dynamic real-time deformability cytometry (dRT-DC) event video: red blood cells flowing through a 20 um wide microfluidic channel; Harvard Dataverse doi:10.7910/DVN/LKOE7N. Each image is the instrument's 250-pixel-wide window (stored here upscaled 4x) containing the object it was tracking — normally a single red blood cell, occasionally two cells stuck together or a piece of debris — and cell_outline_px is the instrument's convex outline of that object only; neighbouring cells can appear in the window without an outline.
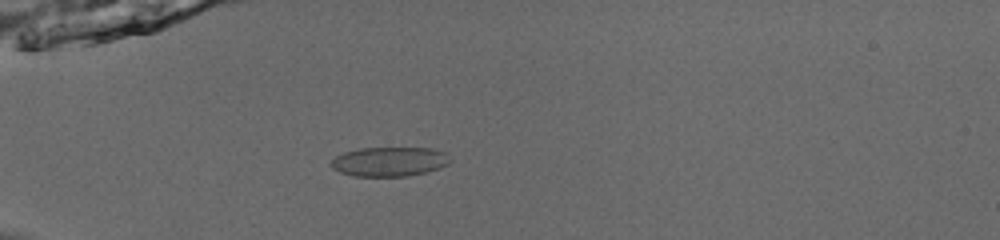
{"species": "common noctule bat (a hibernating species)", "species_latin": "Nyctalus noctula", "temperature_condition": "room temperature", "stored_images_in_passage": 54, "camera_frame_rate_fps": 3000, "um_per_image_px": 0.085, "animal": {"sex": "male", "body_mass_g": 13.0, "forearm_length_mm": 53.1}, "frame": {"image": 1, "passage_image": 18, "time_ms": 5.667, "image_size_px": [1000, 240], "cell_outline_px": [[452, 160], [448, 164], [440, 168], [408, 176], [352, 176], [340, 172], [332, 168], [328, 164], [336, 156], [344, 152], [360, 148], [432, 148], [444, 152]], "centroid_in_image_um": [33.08, 13.74], "position_along_channel_um": 51.9, "area_um2": 20.46}}
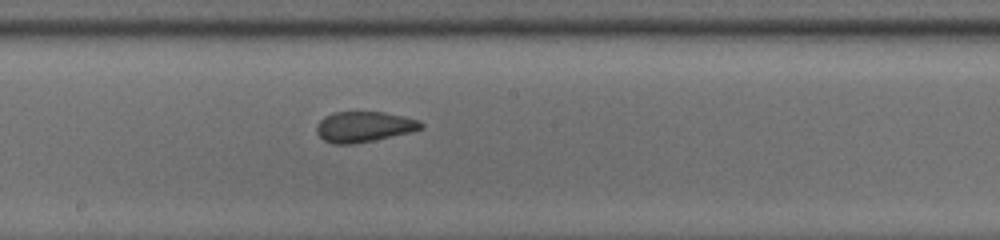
{"frame": {"image": 2, "passage_image": 32, "time_ms": 10.333, "image_size_px": [1000, 240], "cell_outline_px": [[424, 128], [408, 132], [372, 140], [352, 144], [332, 144], [324, 140], [316, 132], [316, 124], [324, 116], [332, 112], [384, 112], [404, 116], [420, 120], [424, 124]], "centroid_in_image_um": [30.91, 10.76], "position_along_channel_um": 217.3, "area_um2": 18.55}}
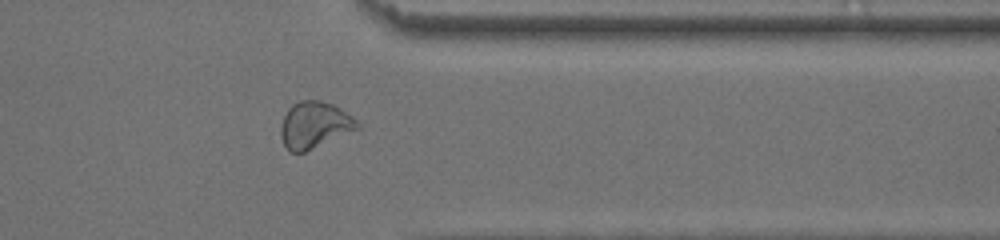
{"frame": {"image": 3, "passage_image": 45, "time_ms": 14.667, "image_size_px": [1000, 240], "cell_outline_px": [[360, 128], [304, 152], [288, 152], [280, 136], [280, 124], [288, 108], [292, 104], [300, 100], [320, 100], [332, 104], [340, 108], [352, 116], [360, 124]], "centroid_in_image_um": [26.71, 10.62], "position_along_channel_um": 384.7, "area_um2": 20.81}, "authors_computed_cell_mechanics": {"area_um2": 20.6635, "velocity_mm_per_s": 3.9256, "shape_relaxation_time_tau1_ms": null, "shape_relaxation_time_tau2_ms": 1.0442, "deformation_change_tau1": null, "deformation_change_tau2": 0.0529}}